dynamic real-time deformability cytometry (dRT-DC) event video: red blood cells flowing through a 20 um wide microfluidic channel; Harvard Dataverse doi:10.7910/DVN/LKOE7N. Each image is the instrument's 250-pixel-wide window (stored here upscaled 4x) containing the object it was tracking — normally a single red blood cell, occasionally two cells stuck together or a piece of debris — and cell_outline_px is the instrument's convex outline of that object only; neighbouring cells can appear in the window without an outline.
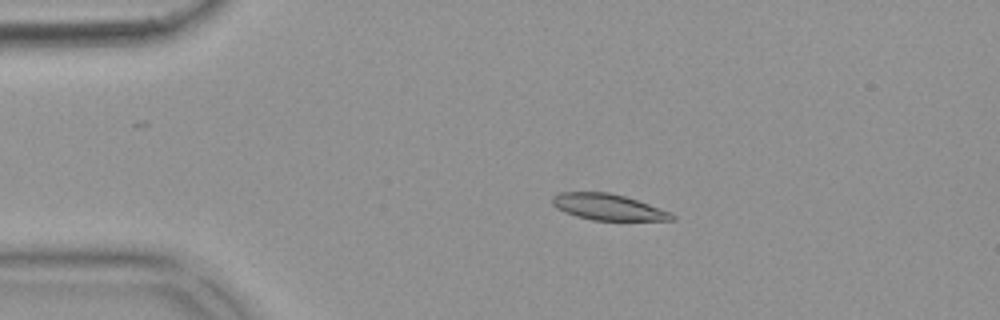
{"species": "common noctule bat (a hibernating species)", "species_latin": "Nyctalus noctula", "temperature_condition": "warm", "stored_images_in_passage": 54, "camera_frame_rate_fps": 3000, "um_per_image_px": 0.085, "animal": {"sex": "female", "body_mass_g": 18.4}, "frame": {"image": 1, "passage_image": 10, "time_ms": 3.0, "image_size_px": [1000, 320], "cell_outline_px": [[676, 220], [592, 220], [576, 216], [564, 212], [556, 208], [552, 204], [552, 196], [560, 192], [608, 192], [624, 196], [672, 212], [676, 216]], "centroid_in_image_um": [51.68, 17.6], "position_along_channel_um": 33.3, "area_um2": 18.21}}
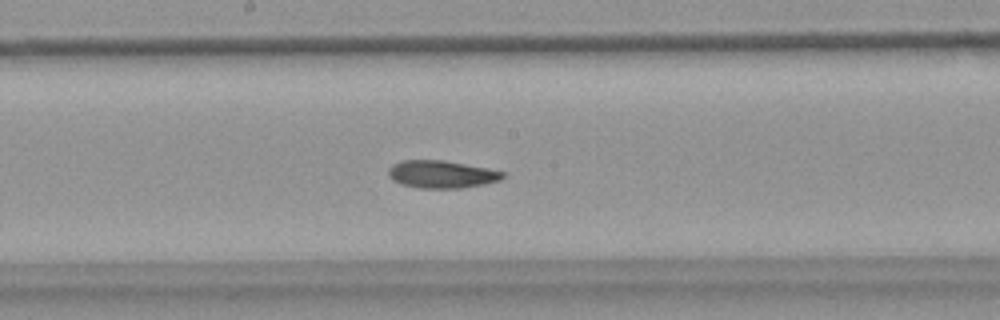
{"frame": {"image": 2, "passage_image": 28, "time_ms": 9.0, "image_size_px": [1000, 320], "cell_outline_px": [[504, 176], [500, 180], [484, 184], [460, 188], [420, 188], [400, 184], [392, 180], [388, 176], [388, 168], [392, 164], [400, 160], [444, 160], [488, 168], [504, 172]], "centroid_in_image_um": [37.49, 14.81], "position_along_channel_um": 210.7, "area_um2": 18.5}}
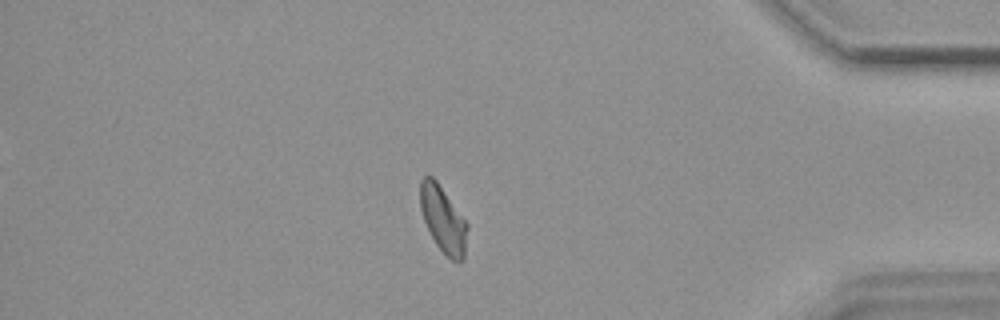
{"frame": {"image": 3, "passage_image": 46, "time_ms": 15.0, "image_size_px": [1000, 320], "cell_outline_px": [[468, 228], [464, 260], [452, 260], [436, 244], [424, 220], [420, 208], [420, 180], [424, 176], [432, 176], [436, 180], [468, 224]], "centroid_in_image_um": [37.66, 18.63], "position_along_channel_um": 397.5, "area_um2": 17.86}, "authors_computed_cell_mechanics": {"area_um2": 18.3804, "velocity_mm_per_s": 3.6917, "shape_relaxation_time_tau1_ms": 6.6149, "shape_relaxation_time_tau2_ms": 6.5137, "deformation_change_tau1": 0.1549, "deformation_change_tau2": 0.1386}}